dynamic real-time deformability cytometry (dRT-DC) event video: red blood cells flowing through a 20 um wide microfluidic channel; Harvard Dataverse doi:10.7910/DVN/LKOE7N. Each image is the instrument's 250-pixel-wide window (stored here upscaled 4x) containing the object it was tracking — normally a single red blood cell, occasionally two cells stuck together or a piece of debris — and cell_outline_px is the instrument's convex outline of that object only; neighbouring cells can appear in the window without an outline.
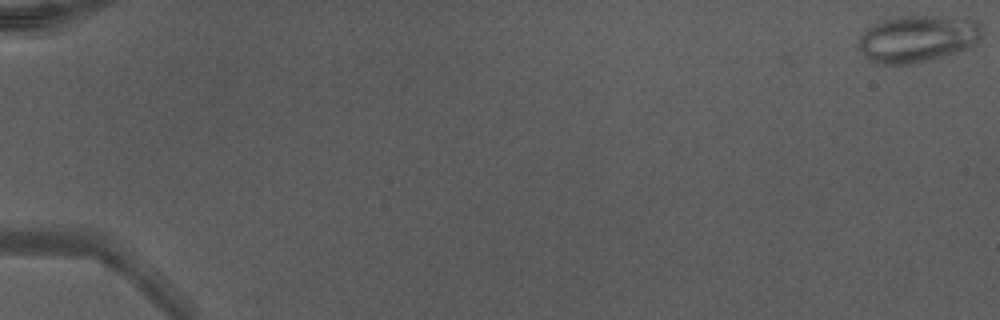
{"species": "Egyptian fruit bat (a non-hibernating species)", "species_latin": "Rousettus aegyptiacus", "temperature_condition": "warm", "stored_images_in_passage": 10, "camera_frame_rate_fps": 3000, "um_per_image_px": 0.085, "animal": {"sex": "male"}, "frame": {"image": 1, "passage_image": 1, "time_ms": 0.0, "image_size_px": [1000, 320], "cell_outline_px": [[984, 32], [972, 44], [964, 48], [916, 64], [876, 64], [868, 60], [864, 56], [860, 48], [860, 36], [868, 28], [884, 20], [908, 16], [940, 16], [976, 20], [984, 24]], "centroid_in_image_um": [78.0, 3.29], "position_along_channel_um": 7.0, "area_um2": 33.23}}